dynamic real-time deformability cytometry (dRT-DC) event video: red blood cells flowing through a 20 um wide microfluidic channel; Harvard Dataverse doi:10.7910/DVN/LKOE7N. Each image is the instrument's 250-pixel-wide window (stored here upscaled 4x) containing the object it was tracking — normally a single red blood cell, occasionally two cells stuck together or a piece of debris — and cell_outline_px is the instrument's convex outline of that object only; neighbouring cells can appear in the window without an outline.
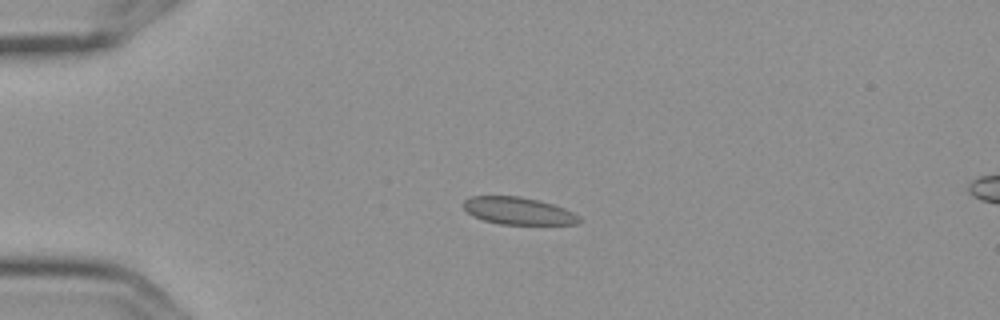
{"species": "Egyptian fruit bat (a non-hibernating species)", "species_latin": "Rousettus aegyptiacus", "temperature_condition": "cold", "stored_images_in_passage": 7, "camera_frame_rate_fps": 3000, "um_per_image_px": 0.085, "frame": {"image": 1, "passage_image": 4, "time_ms": 1.0, "image_size_px": [1000, 320], "cell_outline_px": [[580, 224], [500, 224], [484, 220], [472, 216], [464, 208], [464, 200], [472, 196], [520, 196], [552, 204], [564, 208], [580, 216]], "centroid_in_image_um": [44.05, 17.93], "position_along_channel_um": 40.9, "area_um2": 18.26}}
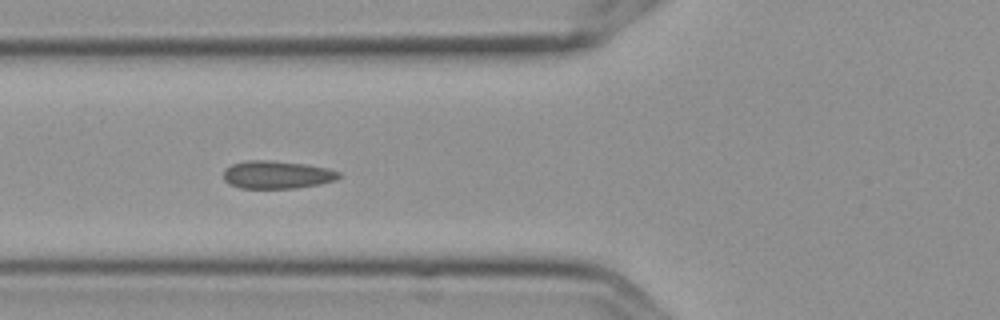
{"frame": {"image": 2, "passage_image": 6, "time_ms": 1.667, "image_size_px": [1000, 320], "cell_outline_px": [[340, 176], [336, 180], [320, 184], [296, 188], [240, 188], [228, 184], [224, 180], [224, 168], [232, 164], [248, 160], [268, 160], [304, 164], [328, 168], [340, 172]], "centroid_in_image_um": [23.52, 14.85], "position_along_channel_um": 102.3, "area_um2": 18.79}}
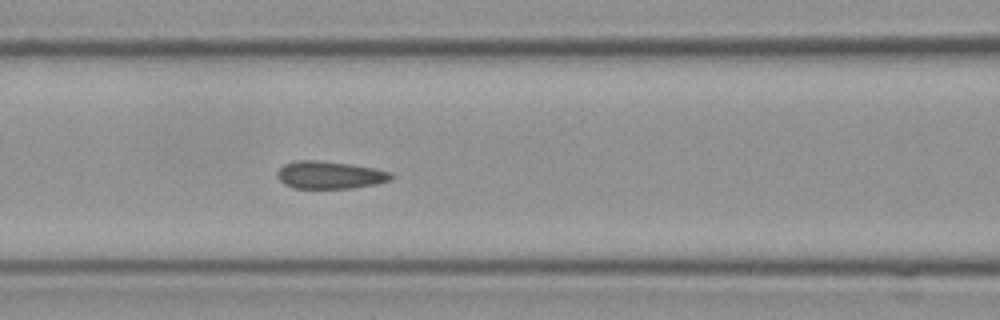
{"frame": {"image": 3, "passage_image": 7, "time_ms": 2.0, "image_size_px": [1000, 320], "cell_outline_px": [[392, 180], [376, 184], [352, 188], [292, 188], [284, 184], [276, 176], [276, 172], [284, 164], [296, 160], [320, 160], [348, 164], [372, 168], [392, 172]], "centroid_in_image_um": [28.0, 14.87], "position_along_channel_um": 138.6, "area_um2": 18.32}}